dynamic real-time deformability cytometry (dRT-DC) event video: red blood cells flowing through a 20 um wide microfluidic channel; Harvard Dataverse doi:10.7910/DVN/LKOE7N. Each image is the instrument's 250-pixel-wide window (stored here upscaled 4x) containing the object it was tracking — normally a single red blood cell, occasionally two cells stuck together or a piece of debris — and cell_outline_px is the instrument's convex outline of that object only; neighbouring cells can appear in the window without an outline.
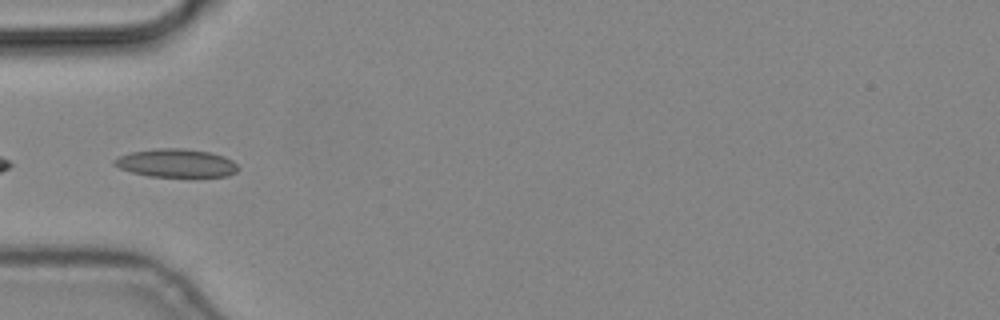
{"species": "common noctule bat (a hibernating species)", "species_latin": "Nyctalus noctula", "temperature_condition": "cold", "stored_images_in_passage": 8, "camera_frame_rate_fps": 3000, "um_per_image_px": 0.085, "animal": {"sex": "male", "body_mass_g": 19.2, "forearm_length_mm": 51.8}, "frame": {"image": 1, "passage_image": 6, "time_ms": 1.667, "image_size_px": [1000, 320], "cell_outline_px": [[240, 168], [236, 172], [228, 176], [148, 176], [132, 172], [120, 168], [112, 164], [112, 160], [120, 156], [132, 152], [156, 148], [184, 148], [208, 152], [224, 156], [232, 160]], "centroid_in_image_um": [14.98, 13.86], "position_along_channel_um": 70.0, "area_um2": 20.29}}
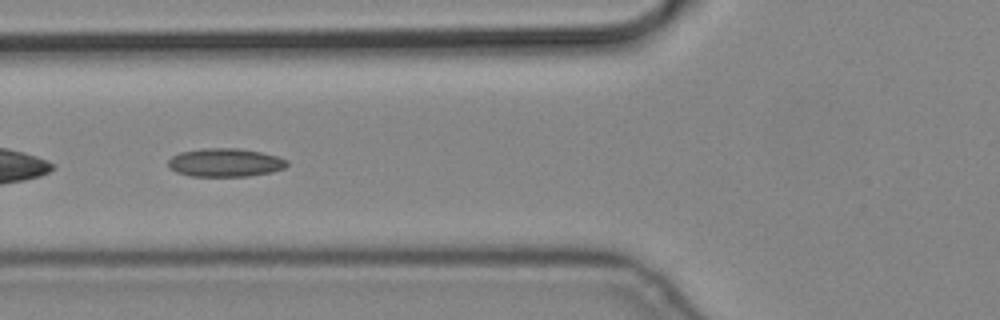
{"frame": {"image": 2, "passage_image": 7, "time_ms": 2.0, "image_size_px": [1000, 320], "cell_outline_px": [[288, 164], [284, 168], [272, 172], [248, 176], [188, 176], [176, 172], [168, 168], [168, 160], [172, 156], [180, 152], [204, 148], [240, 148], [260, 152], [276, 156], [288, 160]], "centroid_in_image_um": [19.11, 13.82], "position_along_channel_um": 106.7, "area_um2": 19.77}}
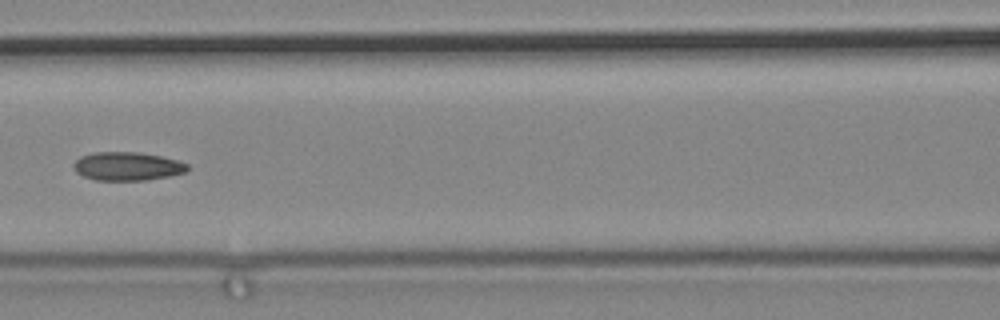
{"frame": {"image": 3, "passage_image": 8, "time_ms": 2.333, "image_size_px": [1000, 320], "cell_outline_px": [[188, 168], [184, 172], [168, 176], [148, 180], [96, 180], [84, 176], [76, 172], [72, 164], [80, 156], [96, 152], [136, 152], [160, 156], [176, 160], [188, 164]], "centroid_in_image_um": [10.79, 14.13], "position_along_channel_um": 155.8, "area_um2": 18.73}}